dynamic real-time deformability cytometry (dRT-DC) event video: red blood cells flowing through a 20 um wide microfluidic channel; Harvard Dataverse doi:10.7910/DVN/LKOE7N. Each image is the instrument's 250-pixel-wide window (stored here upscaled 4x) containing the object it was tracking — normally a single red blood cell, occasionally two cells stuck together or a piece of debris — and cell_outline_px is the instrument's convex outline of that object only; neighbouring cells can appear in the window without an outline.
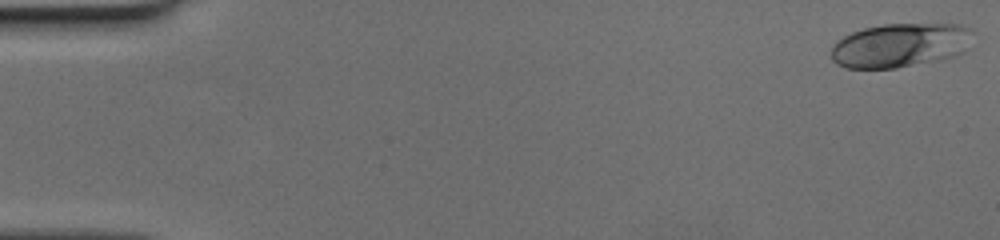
{"species": "human", "species_latin": "Homo sapiens", "temperature_condition": "cold", "stored_images_in_passage": 52, "camera_frame_rate_fps": 3000, "um_per_image_px": 0.085, "donor": {"sex": "female"}, "frame": {"image": 1, "passage_image": 1, "time_ms": 0.0, "image_size_px": [1000, 240], "cell_outline_px": [[972, 32], [964, 52], [952, 56], [896, 68], [844, 68], [836, 64], [832, 60], [832, 44], [836, 40], [852, 32], [864, 28], [884, 24], [960, 24], [972, 28]], "centroid_in_image_um": [76.47, 3.83], "position_along_channel_um": 8.5, "area_um2": 36.18}}
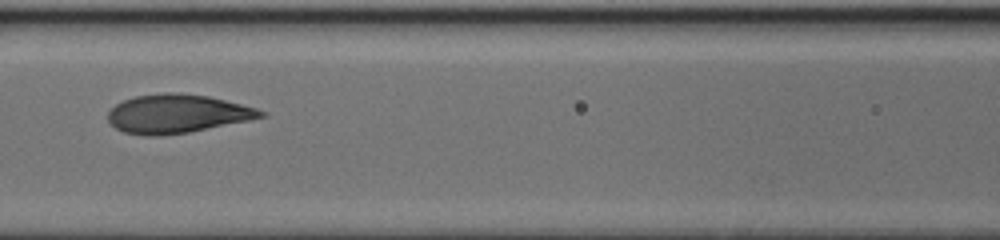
{"frame": {"image": 2, "passage_image": 24, "time_ms": 7.667, "image_size_px": [1000, 240], "cell_outline_px": [[268, 116], [188, 132], [160, 136], [148, 136], [124, 132], [116, 128], [108, 120], [108, 112], [116, 104], [124, 100], [136, 96], [164, 92], [180, 92], [208, 96], [256, 108], [268, 112]], "centroid_in_image_um": [15.06, 9.66], "position_along_channel_um": 151.5, "area_um2": 34.28}}
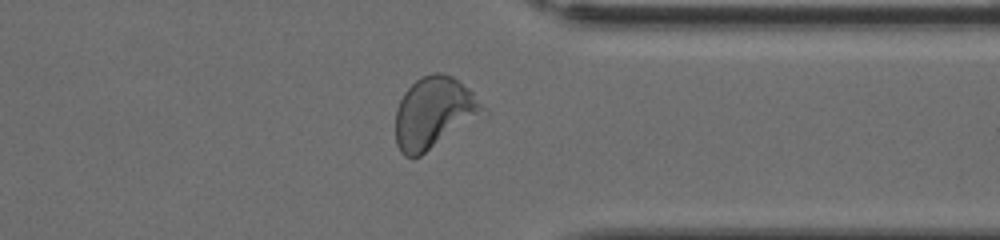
{"frame": {"image": 3, "passage_image": 41, "time_ms": 13.333, "image_size_px": [1000, 240], "cell_outline_px": [[488, 116], [420, 156], [404, 156], [400, 152], [396, 144], [396, 108], [404, 92], [420, 76], [432, 72], [440, 72], [452, 76], [460, 80], [472, 92], [488, 112]], "centroid_in_image_um": [36.95, 9.6], "position_along_channel_um": 374.4, "area_um2": 37.34}}